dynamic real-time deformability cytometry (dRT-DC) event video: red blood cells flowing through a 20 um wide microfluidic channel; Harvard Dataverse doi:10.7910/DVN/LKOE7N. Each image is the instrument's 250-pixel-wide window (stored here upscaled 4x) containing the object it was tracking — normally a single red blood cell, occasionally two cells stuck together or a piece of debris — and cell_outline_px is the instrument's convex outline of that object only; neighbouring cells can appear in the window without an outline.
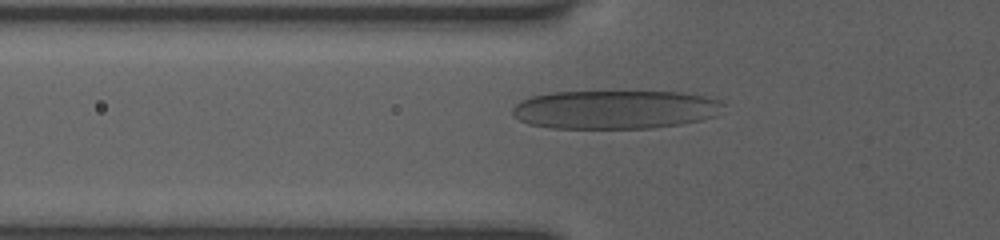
{"species": "human", "species_latin": "Homo sapiens", "temperature_condition": "room temperature", "stored_images_in_passage": 29, "camera_frame_rate_fps": 3000, "um_per_image_px": 0.085, "donor": {"sex": "female"}, "frame": {"image": 1, "passage_image": 3, "time_ms": 0.667, "image_size_px": [1000, 240], "cell_outline_px": [[724, 104], [712, 116], [700, 120], [680, 124], [652, 128], [552, 128], [528, 124], [520, 120], [512, 112], [512, 108], [520, 100], [528, 96], [548, 92], [680, 92], [704, 96], [716, 100]], "centroid_in_image_um": [52.18, 9.31], "position_along_channel_um": 73.6, "area_um2": 47.28}}
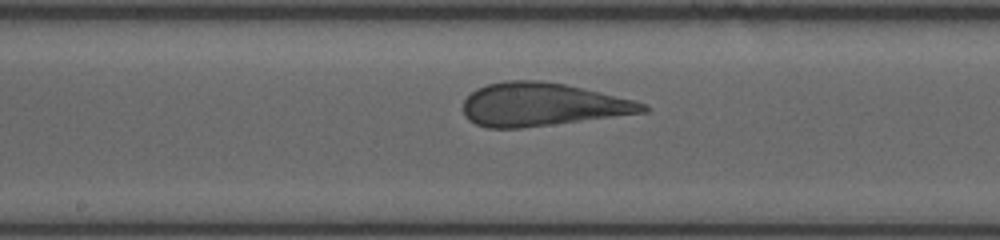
{"frame": {"image": 2, "passage_image": 13, "time_ms": 4.0, "image_size_px": [1000, 240], "cell_outline_px": [[648, 112], [520, 128], [488, 128], [476, 124], [468, 120], [464, 116], [464, 100], [476, 88], [488, 84], [504, 80], [540, 80], [564, 84], [600, 92], [648, 104]], "centroid_in_image_um": [46.05, 8.88], "position_along_channel_um": 202.1, "area_um2": 44.97}}
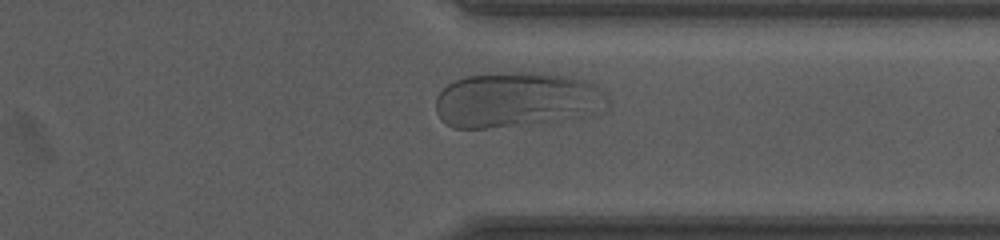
{"frame": {"image": 3, "passage_image": 26, "time_ms": 8.333, "image_size_px": [1000, 240], "cell_outline_px": [[608, 100], [548, 120], [484, 128], [452, 128], [440, 120], [436, 112], [436, 96], [448, 84], [464, 76], [500, 72], [544, 72], [572, 76], [596, 84]], "centroid_in_image_um": [43.62, 8.39], "position_along_channel_um": 367.8, "area_um2": 52.71}, "authors_computed_cell_mechanics": {"area_um2": 46.24, "velocity_mm_per_s": 3.8365, "shape_relaxation_time_tau1_ms": 4.4581, "shape_relaxation_time_tau2_ms": null, "deformation_change_tau1": 0.1552, "deformation_change_tau2": null}}